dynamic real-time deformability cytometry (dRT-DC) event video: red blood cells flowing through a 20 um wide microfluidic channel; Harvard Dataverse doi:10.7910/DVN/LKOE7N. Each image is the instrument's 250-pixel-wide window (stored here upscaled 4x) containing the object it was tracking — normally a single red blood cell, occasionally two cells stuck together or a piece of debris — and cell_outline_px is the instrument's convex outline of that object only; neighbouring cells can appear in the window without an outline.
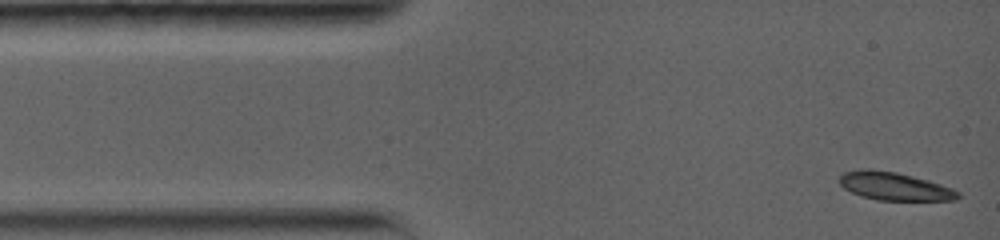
{"species": "common noctule bat (a hibernating species)", "species_latin": "Nyctalus noctula", "temperature_condition": "warm", "stored_images_in_passage": 29, "camera_frame_rate_fps": 5000, "um_per_image_px": 0.085, "animal": {"sex": "female", "body_mass_g": 19.0, "forearm_length_mm": 56.7}, "frame": {"image": 1, "passage_image": 1, "time_ms": 0.0, "image_size_px": [1000, 240], "cell_outline_px": [[960, 196], [956, 200], [876, 200], [860, 196], [844, 188], [836, 180], [844, 172], [868, 168], [896, 172], [928, 180], [952, 188], [960, 192]], "centroid_in_image_um": [76.0, 15.83], "position_along_channel_um": 9.0, "area_um2": 19.42}}
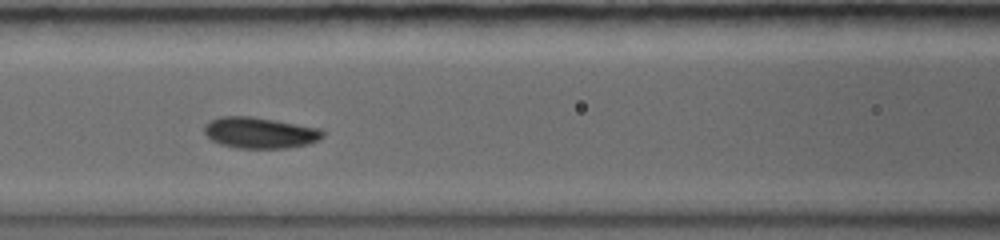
{"frame": {"image": 2, "passage_image": 13, "time_ms": 5.4, "image_size_px": [1000, 240], "cell_outline_px": [[324, 136], [320, 140], [308, 144], [288, 148], [236, 148], [220, 144], [212, 140], [204, 132], [204, 124], [220, 116], [252, 116], [320, 128], [324, 132]], "centroid_in_image_um": [22.1, 11.28], "position_along_channel_um": 144.5, "area_um2": 21.56}}
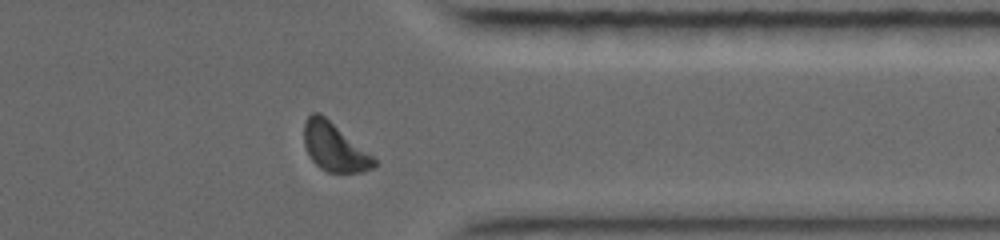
{"frame": {"image": 3, "passage_image": 25, "time_ms": 11.8, "image_size_px": [1000, 240], "cell_outline_px": [[376, 164], [372, 168], [360, 172], [328, 172], [320, 168], [312, 160], [304, 144], [304, 120], [312, 112], [320, 112], [372, 156], [376, 160]], "centroid_in_image_um": [28.38, 12.49], "position_along_channel_um": 383.0, "area_um2": 19.31}, "authors_computed_cell_mechanics": {"area_um2": 20.3456, "velocity_mm_per_s": 3.7856, "shape_relaxation_time_tau1_ms": 2.4705, "shape_relaxation_time_tau2_ms": null, "deformation_change_tau1": 0.0999, "deformation_change_tau2": null}}